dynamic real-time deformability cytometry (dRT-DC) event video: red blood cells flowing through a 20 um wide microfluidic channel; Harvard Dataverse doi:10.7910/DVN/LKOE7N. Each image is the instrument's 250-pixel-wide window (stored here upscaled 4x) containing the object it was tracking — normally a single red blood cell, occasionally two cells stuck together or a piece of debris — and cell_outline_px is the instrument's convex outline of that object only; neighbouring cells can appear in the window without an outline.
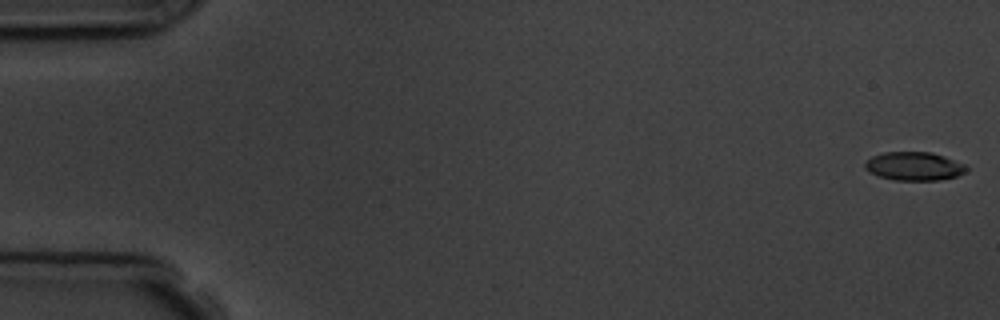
{"species": "common noctule bat (a hibernating species)", "species_latin": "Nyctalus noctula", "temperature_condition": "room temperature", "stored_images_in_passage": 3, "camera_frame_rate_fps": 3000, "um_per_image_px": 0.085, "animal": {"sex": "male", "body_mass_g": 19.5, "forearm_length_mm": 54.6}, "frame": {"image": 1, "passage_image": 1, "time_ms": 0.0, "image_size_px": [1000, 320], "cell_outline_px": [[968, 168], [964, 172], [956, 176], [940, 180], [892, 180], [868, 172], [864, 168], [864, 164], [872, 156], [884, 152], [932, 152], [944, 156], [964, 164]], "centroid_in_image_um": [77.68, 14.13], "position_along_channel_um": 7.3, "area_um2": 16.82}}